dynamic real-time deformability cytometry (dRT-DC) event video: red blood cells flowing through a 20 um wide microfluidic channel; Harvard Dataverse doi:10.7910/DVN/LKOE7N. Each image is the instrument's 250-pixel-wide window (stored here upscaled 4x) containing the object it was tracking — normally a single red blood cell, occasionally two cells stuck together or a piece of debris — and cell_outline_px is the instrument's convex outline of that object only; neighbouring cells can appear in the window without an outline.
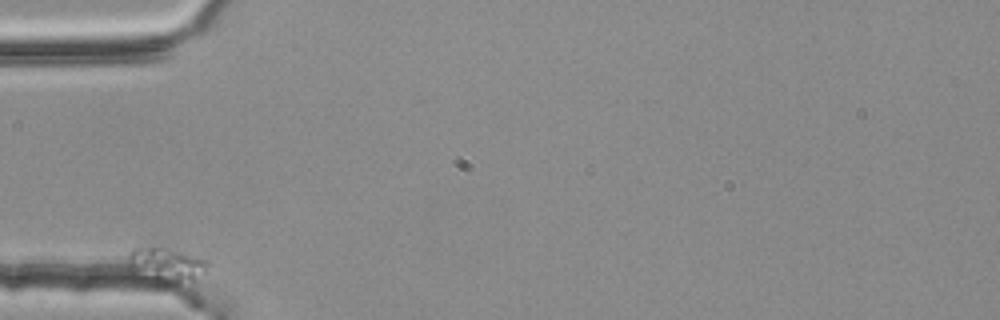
{"species": "common noctule bat (a hibernating species)", "species_latin": "Nyctalus noctula", "temperature_condition": "room temperature", "stored_images_in_passage": 56, "camera_frame_rate_fps": 3000, "um_per_image_px": 0.085, "animal": {"sex": "female", "body_mass_g": 25.1}, "frame": {"image": 1, "passage_image": 1, "time_ms": 0.0, "image_size_px": [1000, 320], "cell_outline_px": [[212, 264], [204, 272], [192, 280], [176, 284], [172, 284], [132, 272], [128, 268], [128, 252], [132, 248], [144, 244], [160, 244], [208, 260]], "centroid_in_image_um": [14.1, 22.41], "position_along_channel_um": 70.9, "area_um2": 16.65}}